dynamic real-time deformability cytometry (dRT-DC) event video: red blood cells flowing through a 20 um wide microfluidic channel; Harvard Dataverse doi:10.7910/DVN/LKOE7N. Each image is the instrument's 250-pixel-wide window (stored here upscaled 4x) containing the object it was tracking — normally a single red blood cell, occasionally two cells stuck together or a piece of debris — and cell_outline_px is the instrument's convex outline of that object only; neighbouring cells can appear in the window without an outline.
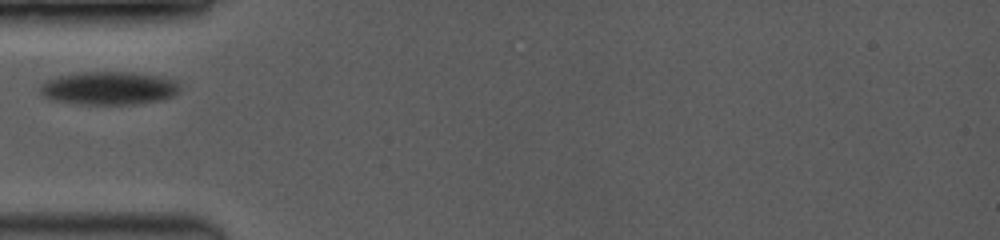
{"species": "common noctule bat (a hibernating species)", "species_latin": "Nyctalus noctula", "temperature_condition": "room temperature", "stored_images_in_passage": 18, "camera_frame_rate_fps": 3500, "um_per_image_px": 0.085, "animal": {"sex": "female", "body_mass_g": 19.0, "forearm_length_mm": 53.3}, "frame": {"image": 1, "passage_image": 1, "time_ms": 0.0, "image_size_px": [1000, 240], "cell_outline_px": [[180, 88], [172, 96], [160, 100], [136, 104], [80, 104], [52, 100], [44, 96], [40, 92], [40, 88], [44, 80], [56, 76], [80, 72], [132, 72], [172, 80], [180, 84]], "centroid_in_image_um": [9.18, 7.5], "position_along_channel_um": 75.8, "area_um2": 26.82}}
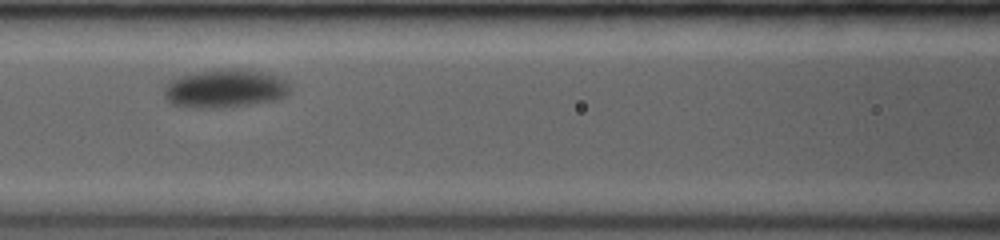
{"frame": {"image": 2, "passage_image": 6, "time_ms": 2.0, "image_size_px": [1000, 240], "cell_outline_px": [[292, 88], [288, 96], [276, 100], [220, 108], [196, 108], [172, 104], [164, 96], [164, 88], [172, 80], [180, 76], [196, 72], [228, 68], [232, 68], [260, 72], [276, 76], [292, 84]], "centroid_in_image_um": [19.17, 7.53], "position_along_channel_um": 147.4, "area_um2": 28.09}}
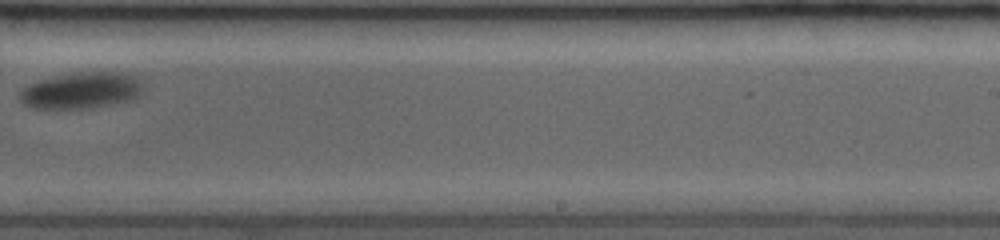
{"frame": {"image": 3, "passage_image": 13, "time_ms": 5.714, "image_size_px": [1000, 240], "cell_outline_px": [[144, 88], [140, 96], [136, 100], [92, 108], [32, 108], [24, 104], [20, 100], [20, 92], [28, 84], [40, 80], [56, 76], [80, 72], [120, 72], [140, 76]], "centroid_in_image_um": [7.02, 7.69], "position_along_channel_um": 282.0, "area_um2": 26.53}}